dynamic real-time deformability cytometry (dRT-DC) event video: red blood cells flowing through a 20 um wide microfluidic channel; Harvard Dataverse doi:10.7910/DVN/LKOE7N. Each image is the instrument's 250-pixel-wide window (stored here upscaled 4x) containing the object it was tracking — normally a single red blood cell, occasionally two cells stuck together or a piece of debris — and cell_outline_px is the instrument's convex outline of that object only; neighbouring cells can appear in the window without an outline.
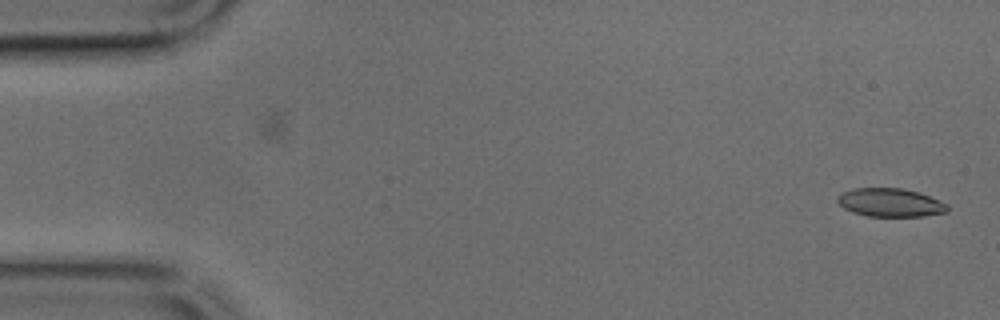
{"species": "common noctule bat (a hibernating species)", "species_latin": "Nyctalus noctula", "temperature_condition": "cold", "stored_images_in_passage": 41, "camera_frame_rate_fps": 3000, "um_per_image_px": 0.085, "animal": {"sex": "male", "body_mass_g": 17.9, "forearm_length_mm": 54.2}, "frame": {"image": 1, "passage_image": 1, "time_ms": 0.0, "image_size_px": [1000, 320], "cell_outline_px": [[948, 212], [924, 216], [868, 216], [852, 212], [844, 208], [836, 200], [836, 196], [852, 188], [904, 188], [920, 192], [940, 200], [948, 204]], "centroid_in_image_um": [75.7, 17.21], "position_along_channel_um": 9.3, "area_um2": 18.38}}
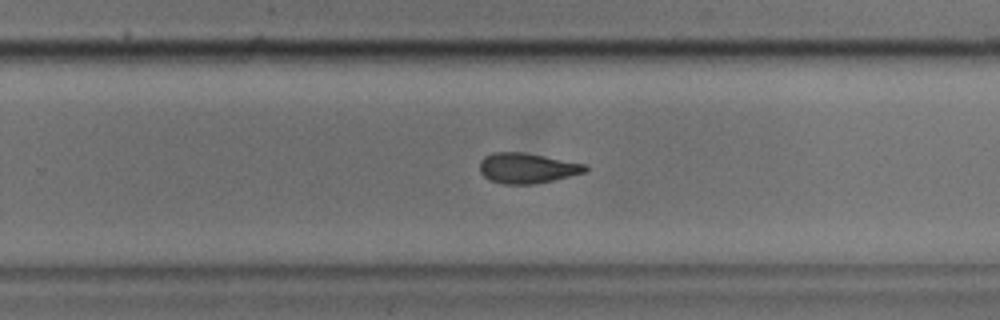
{"frame": {"image": 2, "passage_image": 30, "time_ms": 9.667, "image_size_px": [1000, 320], "cell_outline_px": [[588, 168], [584, 172], [536, 184], [504, 184], [488, 180], [480, 172], [480, 160], [484, 156], [492, 152], [528, 152], [588, 164]], "centroid_in_image_um": [44.79, 14.27], "position_along_channel_um": 285.0, "area_um2": 18.9}}
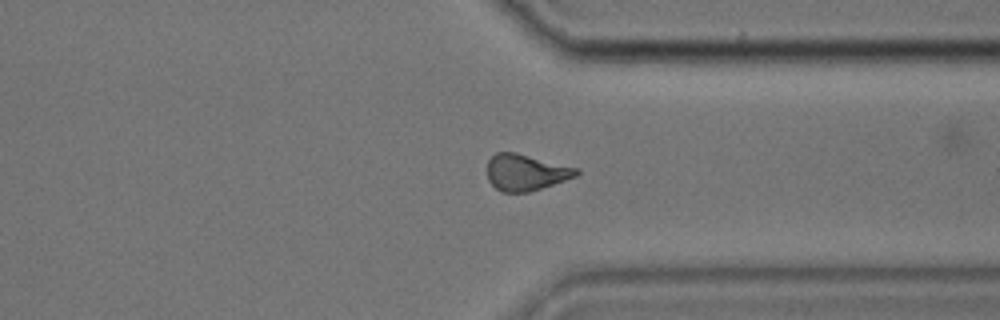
{"frame": {"image": 3, "passage_image": 36, "time_ms": 11.667, "image_size_px": [1000, 320], "cell_outline_px": [[580, 172], [576, 176], [528, 192], [500, 192], [488, 180], [488, 160], [496, 152], [516, 152], [580, 168]], "centroid_in_image_um": [44.69, 14.64], "position_along_channel_um": 366.7, "area_um2": 18.84}}